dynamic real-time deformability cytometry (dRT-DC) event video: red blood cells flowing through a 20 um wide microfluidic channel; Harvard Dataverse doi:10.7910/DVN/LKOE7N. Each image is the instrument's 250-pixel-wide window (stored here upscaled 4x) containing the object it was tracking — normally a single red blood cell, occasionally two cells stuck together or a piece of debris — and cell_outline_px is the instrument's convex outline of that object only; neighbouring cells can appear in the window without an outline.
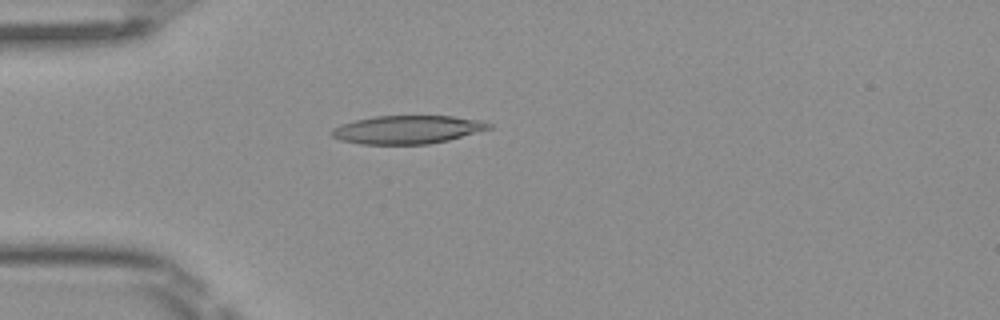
{"species": "Egyptian fruit bat (a non-hibernating species)", "species_latin": "Rousettus aegyptiacus", "temperature_condition": "room temperature", "stored_images_in_passage": 50, "camera_frame_rate_fps": 3000, "um_per_image_px": 0.085, "frame": {"image": 1, "passage_image": 14, "time_ms": 4.333, "image_size_px": [1000, 320], "cell_outline_px": [[492, 128], [448, 140], [428, 144], [360, 144], [340, 140], [332, 136], [328, 132], [332, 128], [340, 124], [356, 120], [376, 116], [452, 116], [484, 120], [492, 124]], "centroid_in_image_um": [34.62, 11.01], "position_along_channel_um": 50.4, "area_um2": 26.01}}
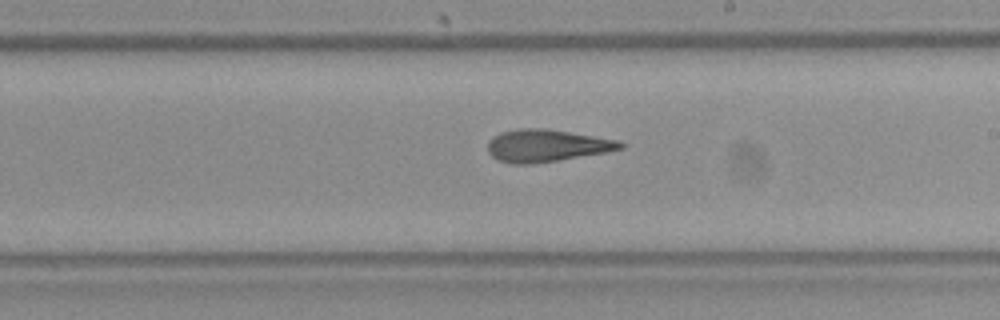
{"frame": {"image": 2, "passage_image": 29, "time_ms": 9.333, "image_size_px": [1000, 320], "cell_outline_px": [[628, 144], [624, 148], [608, 152], [556, 160], [528, 164], [512, 164], [496, 160], [488, 152], [488, 140], [492, 136], [500, 132], [520, 128], [544, 128], [616, 140]], "centroid_in_image_um": [46.43, 12.38], "position_along_channel_um": 242.6, "area_um2": 24.91}}
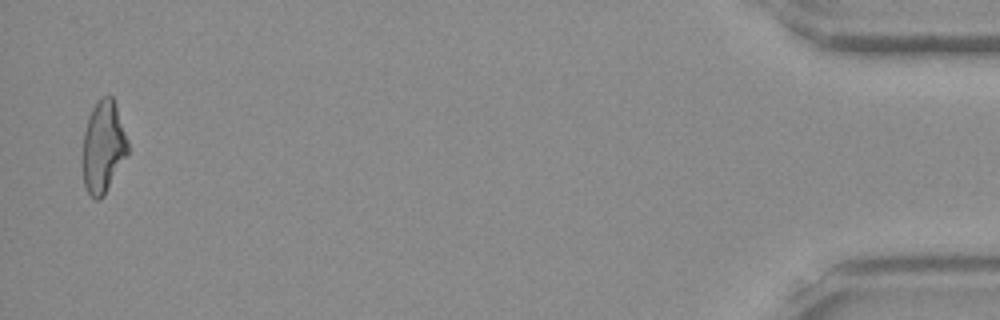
{"frame": {"image": 3, "passage_image": 49, "time_ms": 16.0, "image_size_px": [1000, 320], "cell_outline_px": [[128, 152], [104, 196], [100, 200], [96, 200], [88, 192], [84, 184], [80, 160], [84, 132], [92, 108], [100, 96], [112, 96], [116, 104], [128, 140]], "centroid_in_image_um": [8.74, 12.5], "position_along_channel_um": 426.5, "area_um2": 24.57}, "authors_computed_cell_mechanics": {"area_um2": 25.143, "velocity_mm_per_s": 4.0849, "shape_relaxation_time_tau1_ms": 8.1526, "shape_relaxation_time_tau2_ms": 4.7198, "deformation_change_tau1": 0.2419, "deformation_change_tau2": 0.1501}}